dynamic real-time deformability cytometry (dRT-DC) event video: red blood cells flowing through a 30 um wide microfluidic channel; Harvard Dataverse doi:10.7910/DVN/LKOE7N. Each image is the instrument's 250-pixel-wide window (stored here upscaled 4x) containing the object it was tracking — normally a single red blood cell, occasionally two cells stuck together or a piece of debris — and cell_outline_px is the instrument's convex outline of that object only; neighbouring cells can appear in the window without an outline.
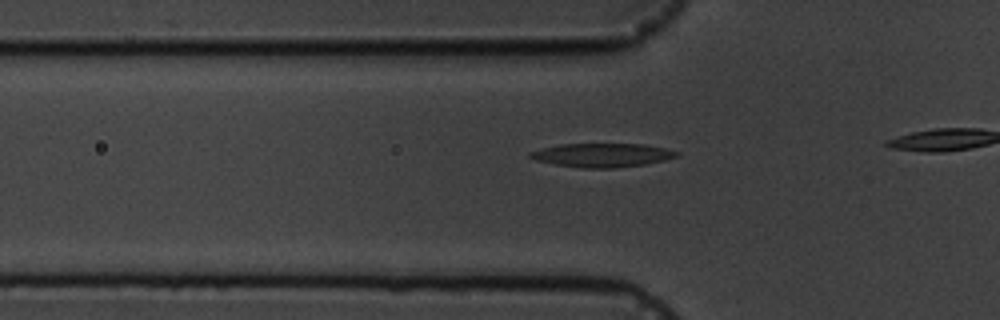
{"species": "common noctule bat (a hibernating species)", "species_latin": "Nyctalus noctula", "temperature_condition": "cold", "stored_images_in_passage": 3, "camera_frame_rate_fps": 3000, "um_per_image_px": 0.085, "animal": {"sex": "male", "body_mass_g": 19.5, "forearm_length_mm": 54.6}, "frame": {"image": 1, "passage_image": 2, "time_ms": 2.0, "image_size_px": [1000, 320], "cell_outline_px": [[680, 152], [676, 156], [664, 160], [644, 164], [612, 168], [580, 168], [556, 164], [536, 160], [528, 156], [528, 152], [540, 148], [560, 144], [644, 144], [664, 148]], "centroid_in_image_um": [51.14, 13.18], "position_along_channel_um": 74.7, "area_um2": 20.17}}